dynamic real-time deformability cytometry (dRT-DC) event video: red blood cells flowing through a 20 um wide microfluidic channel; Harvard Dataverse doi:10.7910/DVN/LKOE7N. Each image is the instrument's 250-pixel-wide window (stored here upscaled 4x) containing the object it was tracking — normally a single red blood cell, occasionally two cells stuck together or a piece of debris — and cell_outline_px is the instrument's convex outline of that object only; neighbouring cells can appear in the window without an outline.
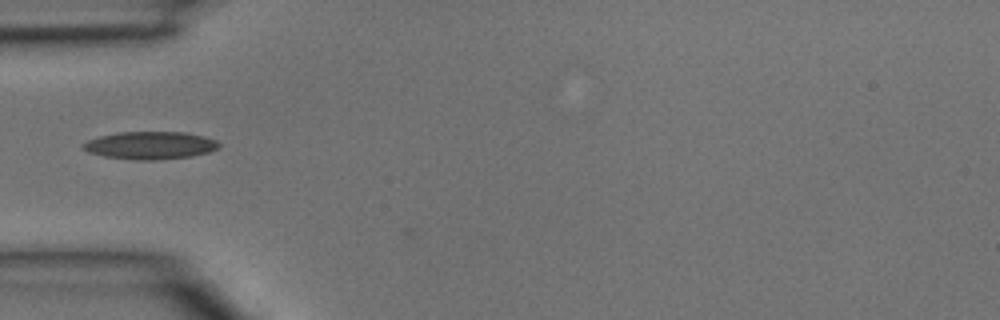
{"species": "common noctule bat (a hibernating species)", "species_latin": "Nyctalus noctula", "temperature_condition": "room temperature", "stored_images_in_passage": 3, "camera_frame_rate_fps": 3000, "um_per_image_px": 0.085, "animal": {"sex": "male", "body_mass_g": 15.6}, "frame": {"image": 1, "passage_image": 3, "time_ms": 0.667, "image_size_px": [1000, 320], "cell_outline_px": [[220, 148], [208, 152], [192, 156], [152, 160], [136, 160], [104, 156], [88, 152], [80, 148], [80, 144], [88, 140], [100, 136], [116, 132], [184, 132], [204, 136], [216, 140], [220, 144]], "centroid_in_image_um": [12.74, 12.35], "position_along_channel_um": 72.3, "area_um2": 22.02}}